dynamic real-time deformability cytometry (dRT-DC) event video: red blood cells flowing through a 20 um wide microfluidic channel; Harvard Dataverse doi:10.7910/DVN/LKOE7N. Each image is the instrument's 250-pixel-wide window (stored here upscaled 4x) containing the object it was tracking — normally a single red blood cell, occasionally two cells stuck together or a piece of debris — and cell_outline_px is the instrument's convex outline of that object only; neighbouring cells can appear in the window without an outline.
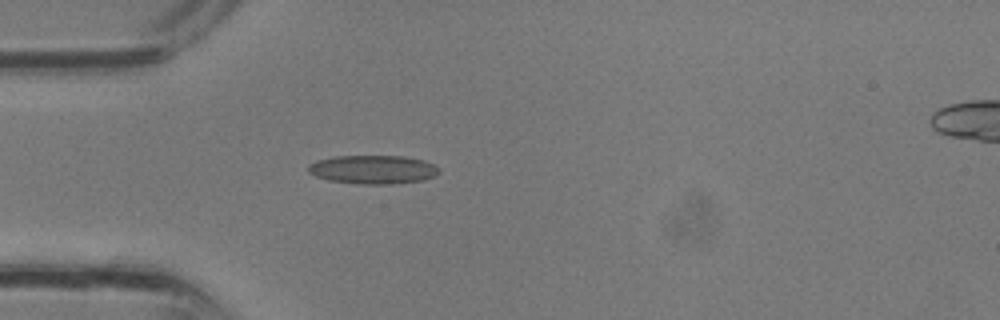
{"species": "common noctule bat (a hibernating species)", "species_latin": "Nyctalus noctula", "temperature_condition": "room temperature", "stored_images_in_passage": 25, "camera_frame_rate_fps": 3000, "um_per_image_px": 0.085, "animal": {"sex": "male", "body_mass_g": 13.3}, "frame": {"image": 1, "passage_image": 1, "time_ms": 0.0, "image_size_px": [1000, 320], "cell_outline_px": [[440, 172], [436, 176], [424, 180], [396, 184], [356, 184], [328, 180], [316, 176], [308, 172], [308, 164], [316, 160], [336, 156], [404, 156], [424, 160], [440, 168]], "centroid_in_image_um": [31.72, 14.41], "position_along_channel_um": 53.3, "area_um2": 22.14}}
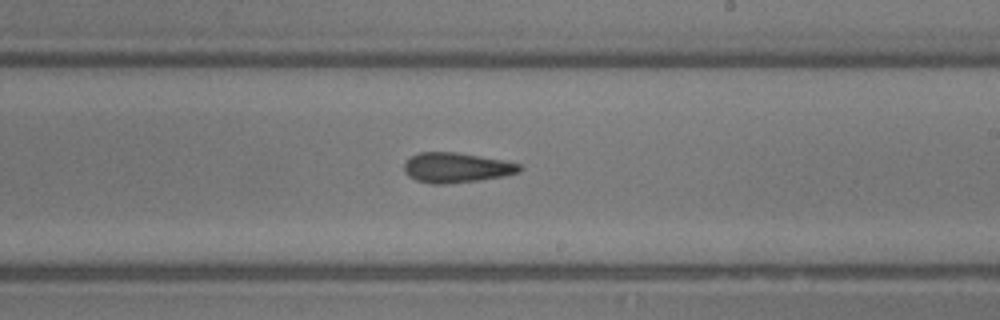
{"frame": {"image": 2, "passage_image": 11, "time_ms": 3.333, "image_size_px": [1000, 320], "cell_outline_px": [[524, 168], [520, 172], [504, 176], [480, 180], [444, 184], [432, 184], [416, 180], [408, 176], [404, 172], [404, 164], [412, 156], [420, 152], [456, 152], [504, 160], [520, 164]], "centroid_in_image_um": [38.82, 14.25], "position_along_channel_um": 250.2, "area_um2": 20.23}}
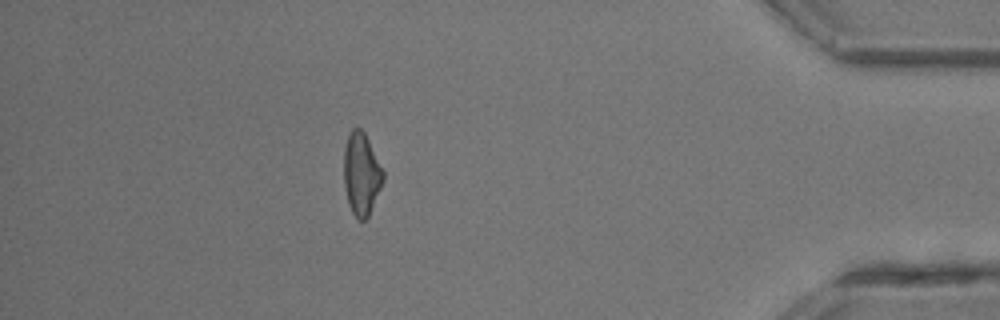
{"frame": {"image": 3, "passage_image": 21, "time_ms": 6.667, "image_size_px": [1000, 320], "cell_outline_px": [[384, 180], [368, 216], [364, 220], [360, 220], [352, 212], [348, 204], [344, 184], [344, 148], [348, 132], [352, 128], [360, 128], [364, 132], [384, 172]], "centroid_in_image_um": [30.7, 14.76], "position_along_channel_um": 404.5, "area_um2": 18.73}}